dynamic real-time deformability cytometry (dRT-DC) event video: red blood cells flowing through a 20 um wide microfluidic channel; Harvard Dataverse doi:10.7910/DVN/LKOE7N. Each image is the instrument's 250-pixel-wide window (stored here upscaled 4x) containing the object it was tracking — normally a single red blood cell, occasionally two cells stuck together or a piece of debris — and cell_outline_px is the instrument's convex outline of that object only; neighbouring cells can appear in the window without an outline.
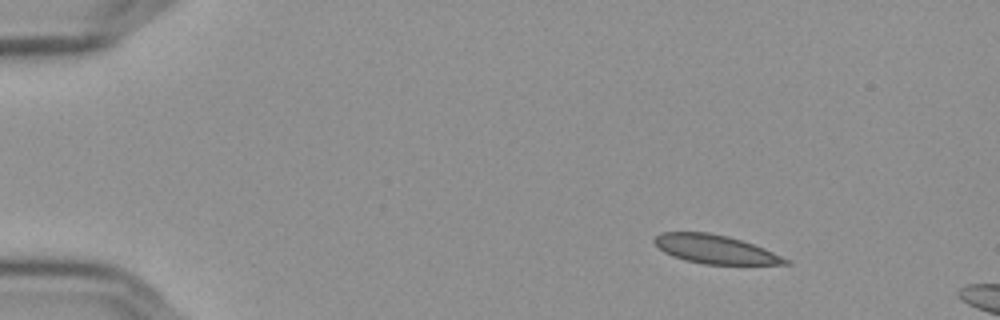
{"species": "Egyptian fruit bat (a non-hibernating species)", "species_latin": "Rousettus aegyptiacus", "temperature_condition": "cold", "stored_images_in_passage": 13, "camera_frame_rate_fps": 3000, "um_per_image_px": 0.085, "frame": {"image": 1, "passage_image": 8, "time_ms": 2.333, "image_size_px": [1000, 320], "cell_outline_px": [[792, 264], [704, 264], [684, 260], [672, 256], [664, 252], [652, 240], [660, 232], [708, 232], [728, 236], [764, 248], [792, 260]], "centroid_in_image_um": [60.8, 21.19], "position_along_channel_um": 24.2, "area_um2": 21.85}}